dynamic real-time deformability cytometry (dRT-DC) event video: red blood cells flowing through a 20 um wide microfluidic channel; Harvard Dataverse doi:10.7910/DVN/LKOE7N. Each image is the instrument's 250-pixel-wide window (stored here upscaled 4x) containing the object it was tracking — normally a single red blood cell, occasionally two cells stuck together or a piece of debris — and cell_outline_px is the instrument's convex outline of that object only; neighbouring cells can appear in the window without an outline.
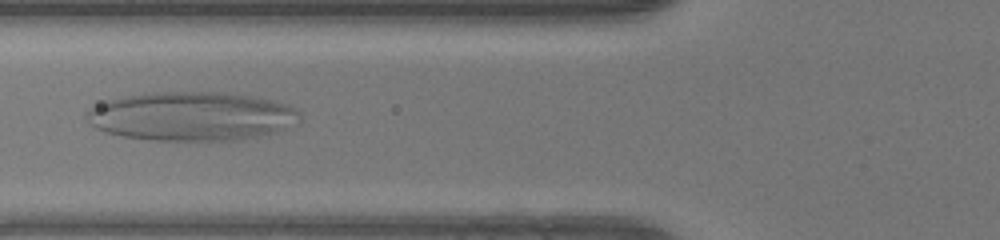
{"species": "human", "species_latin": "Homo sapiens", "temperature_condition": "warm", "stored_images_in_passage": 33, "camera_frame_rate_fps": 3000, "um_per_image_px": 0.085, "donor": {"sex": "female"}, "frame": {"image": 1, "passage_image": 7, "time_ms": 2.0, "image_size_px": [1000, 240], "cell_outline_px": [[300, 116], [268, 132], [256, 136], [240, 140], [148, 140], [124, 136], [108, 132], [92, 124], [88, 116], [88, 112], [92, 108], [108, 100], [148, 92], [228, 92], [256, 96], [276, 100], [292, 108]], "centroid_in_image_um": [16.23, 9.86], "position_along_channel_um": 109.6, "area_um2": 59.19}}
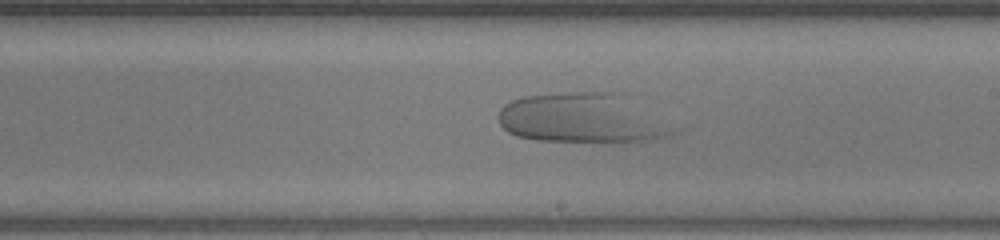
{"frame": {"image": 2, "passage_image": 17, "time_ms": 5.333, "image_size_px": [1000, 240], "cell_outline_px": [[676, 132], [664, 136], [648, 140], [620, 144], [612, 144], [540, 140], [516, 136], [508, 132], [500, 124], [500, 108], [504, 104], [512, 100], [524, 96], [568, 92], [612, 92]], "centroid_in_image_um": [49.3, 10.1], "position_along_channel_um": 239.7, "area_um2": 49.19}}
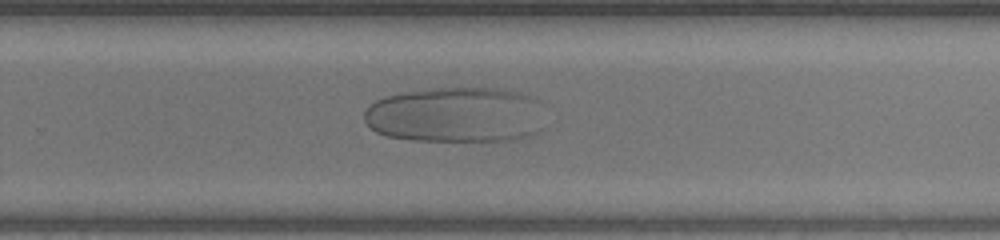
{"frame": {"image": 3, "passage_image": 21, "time_ms": 6.667, "image_size_px": [1000, 240], "cell_outline_px": [[532, 132], [528, 136], [512, 140], [412, 140], [388, 136], [376, 132], [364, 120], [364, 112], [376, 100], [384, 96], [404, 92], [432, 88], [496, 88], [528, 96]], "centroid_in_image_um": [38.41, 9.76], "position_along_channel_um": 291.4, "area_um2": 55.55}}